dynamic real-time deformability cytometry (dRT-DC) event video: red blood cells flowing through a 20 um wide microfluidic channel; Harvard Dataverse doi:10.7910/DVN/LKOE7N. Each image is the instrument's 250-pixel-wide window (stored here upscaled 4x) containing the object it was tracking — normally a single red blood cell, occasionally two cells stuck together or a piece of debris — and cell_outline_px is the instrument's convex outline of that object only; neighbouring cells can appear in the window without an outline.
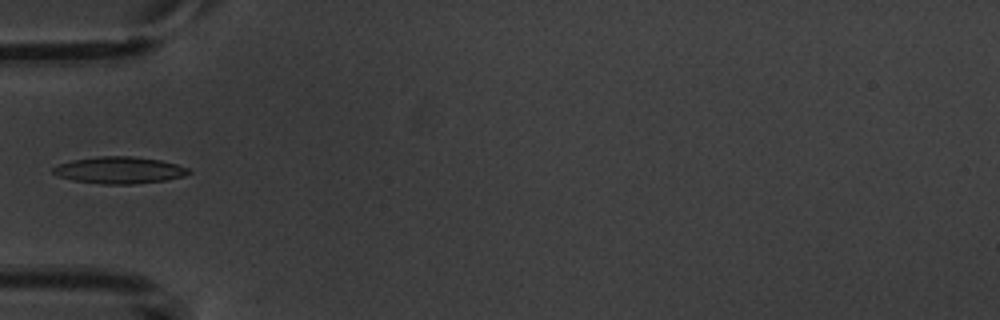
{"species": "common noctule bat (a hibernating species)", "species_latin": "Nyctalus noctula", "temperature_condition": "warm", "stored_images_in_passage": 5, "camera_frame_rate_fps": 3000, "um_per_image_px": 0.085, "animal": {"sex": "male", "body_mass_g": 20.1, "forearm_length_mm": 53.5}, "frame": {"image": 1, "passage_image": 5, "time_ms": 4.667, "image_size_px": [1000, 320], "cell_outline_px": [[192, 172], [184, 176], [164, 180], [132, 184], [100, 184], [76, 180], [56, 176], [52, 172], [52, 168], [56, 164], [72, 160], [96, 156], [132, 156], [160, 160], [176, 164], [188, 168]], "centroid_in_image_um": [10.11, 14.45], "position_along_channel_um": 74.9, "area_um2": 21.21}}